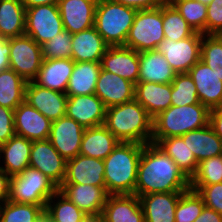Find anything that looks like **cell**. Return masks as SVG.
<instances>
[{
    "label": "cell",
    "instance_id": "f6af8a7d",
    "mask_svg": "<svg viewBox=\"0 0 222 222\" xmlns=\"http://www.w3.org/2000/svg\"><path fill=\"white\" fill-rule=\"evenodd\" d=\"M206 34L222 35V0L207 5Z\"/></svg>",
    "mask_w": 222,
    "mask_h": 222
},
{
    "label": "cell",
    "instance_id": "f1b7e54d",
    "mask_svg": "<svg viewBox=\"0 0 222 222\" xmlns=\"http://www.w3.org/2000/svg\"><path fill=\"white\" fill-rule=\"evenodd\" d=\"M33 142L25 137L14 135L0 146V158L3 153L5 167L0 168L10 177L21 174L29 167L30 152Z\"/></svg>",
    "mask_w": 222,
    "mask_h": 222
},
{
    "label": "cell",
    "instance_id": "7402d4cb",
    "mask_svg": "<svg viewBox=\"0 0 222 222\" xmlns=\"http://www.w3.org/2000/svg\"><path fill=\"white\" fill-rule=\"evenodd\" d=\"M100 217L102 222H145L135 194L109 195Z\"/></svg>",
    "mask_w": 222,
    "mask_h": 222
},
{
    "label": "cell",
    "instance_id": "d590c367",
    "mask_svg": "<svg viewBox=\"0 0 222 222\" xmlns=\"http://www.w3.org/2000/svg\"><path fill=\"white\" fill-rule=\"evenodd\" d=\"M45 214L39 205L7 200L0 204V222H37Z\"/></svg>",
    "mask_w": 222,
    "mask_h": 222
},
{
    "label": "cell",
    "instance_id": "8d00e7d4",
    "mask_svg": "<svg viewBox=\"0 0 222 222\" xmlns=\"http://www.w3.org/2000/svg\"><path fill=\"white\" fill-rule=\"evenodd\" d=\"M163 31L167 39L179 41L190 37L195 31L169 2H163Z\"/></svg>",
    "mask_w": 222,
    "mask_h": 222
},
{
    "label": "cell",
    "instance_id": "9c48e42d",
    "mask_svg": "<svg viewBox=\"0 0 222 222\" xmlns=\"http://www.w3.org/2000/svg\"><path fill=\"white\" fill-rule=\"evenodd\" d=\"M203 34L194 32L179 41L165 38L156 48L176 74L187 73L199 60Z\"/></svg>",
    "mask_w": 222,
    "mask_h": 222
},
{
    "label": "cell",
    "instance_id": "9a60e30c",
    "mask_svg": "<svg viewBox=\"0 0 222 222\" xmlns=\"http://www.w3.org/2000/svg\"><path fill=\"white\" fill-rule=\"evenodd\" d=\"M66 93L38 86L33 81L26 83L24 101L51 121L66 115Z\"/></svg>",
    "mask_w": 222,
    "mask_h": 222
},
{
    "label": "cell",
    "instance_id": "ac0fdd59",
    "mask_svg": "<svg viewBox=\"0 0 222 222\" xmlns=\"http://www.w3.org/2000/svg\"><path fill=\"white\" fill-rule=\"evenodd\" d=\"M101 69L138 83L139 52L124 45L109 46L101 59Z\"/></svg>",
    "mask_w": 222,
    "mask_h": 222
},
{
    "label": "cell",
    "instance_id": "ba28073f",
    "mask_svg": "<svg viewBox=\"0 0 222 222\" xmlns=\"http://www.w3.org/2000/svg\"><path fill=\"white\" fill-rule=\"evenodd\" d=\"M8 41L10 42L9 68L26 82L33 81L43 61L42 46L27 35L9 38Z\"/></svg>",
    "mask_w": 222,
    "mask_h": 222
},
{
    "label": "cell",
    "instance_id": "f35d334b",
    "mask_svg": "<svg viewBox=\"0 0 222 222\" xmlns=\"http://www.w3.org/2000/svg\"><path fill=\"white\" fill-rule=\"evenodd\" d=\"M200 103L197 88L188 73L176 74L171 83V105L184 106Z\"/></svg>",
    "mask_w": 222,
    "mask_h": 222
},
{
    "label": "cell",
    "instance_id": "b9f144b4",
    "mask_svg": "<svg viewBox=\"0 0 222 222\" xmlns=\"http://www.w3.org/2000/svg\"><path fill=\"white\" fill-rule=\"evenodd\" d=\"M72 35L69 31L63 30L44 43L42 45L43 59L71 58Z\"/></svg>",
    "mask_w": 222,
    "mask_h": 222
},
{
    "label": "cell",
    "instance_id": "8992f818",
    "mask_svg": "<svg viewBox=\"0 0 222 222\" xmlns=\"http://www.w3.org/2000/svg\"><path fill=\"white\" fill-rule=\"evenodd\" d=\"M58 186L39 170L26 168L10 178V201L42 206L58 191Z\"/></svg>",
    "mask_w": 222,
    "mask_h": 222
},
{
    "label": "cell",
    "instance_id": "d6a6232c",
    "mask_svg": "<svg viewBox=\"0 0 222 222\" xmlns=\"http://www.w3.org/2000/svg\"><path fill=\"white\" fill-rule=\"evenodd\" d=\"M156 145L162 149L176 164L178 169L189 179L198 168V161L193 152L180 136L162 138Z\"/></svg>",
    "mask_w": 222,
    "mask_h": 222
},
{
    "label": "cell",
    "instance_id": "ffe728a7",
    "mask_svg": "<svg viewBox=\"0 0 222 222\" xmlns=\"http://www.w3.org/2000/svg\"><path fill=\"white\" fill-rule=\"evenodd\" d=\"M135 84L114 73L102 70L99 73L95 88L106 108L134 100Z\"/></svg>",
    "mask_w": 222,
    "mask_h": 222
},
{
    "label": "cell",
    "instance_id": "7a4b0ae2",
    "mask_svg": "<svg viewBox=\"0 0 222 222\" xmlns=\"http://www.w3.org/2000/svg\"><path fill=\"white\" fill-rule=\"evenodd\" d=\"M104 126L120 142L145 145L152 141L153 118L135 99L106 108Z\"/></svg>",
    "mask_w": 222,
    "mask_h": 222
},
{
    "label": "cell",
    "instance_id": "60d3db41",
    "mask_svg": "<svg viewBox=\"0 0 222 222\" xmlns=\"http://www.w3.org/2000/svg\"><path fill=\"white\" fill-rule=\"evenodd\" d=\"M220 182H222V154L199 162L190 185H211Z\"/></svg>",
    "mask_w": 222,
    "mask_h": 222
},
{
    "label": "cell",
    "instance_id": "ee69618b",
    "mask_svg": "<svg viewBox=\"0 0 222 222\" xmlns=\"http://www.w3.org/2000/svg\"><path fill=\"white\" fill-rule=\"evenodd\" d=\"M202 197L205 207L222 215V182L211 185H190Z\"/></svg>",
    "mask_w": 222,
    "mask_h": 222
},
{
    "label": "cell",
    "instance_id": "d4e9b609",
    "mask_svg": "<svg viewBox=\"0 0 222 222\" xmlns=\"http://www.w3.org/2000/svg\"><path fill=\"white\" fill-rule=\"evenodd\" d=\"M109 45L95 27L72 35L71 59L74 62H101Z\"/></svg>",
    "mask_w": 222,
    "mask_h": 222
},
{
    "label": "cell",
    "instance_id": "ab89813d",
    "mask_svg": "<svg viewBox=\"0 0 222 222\" xmlns=\"http://www.w3.org/2000/svg\"><path fill=\"white\" fill-rule=\"evenodd\" d=\"M205 207L197 191L189 188L179 198L175 209V222H194Z\"/></svg>",
    "mask_w": 222,
    "mask_h": 222
},
{
    "label": "cell",
    "instance_id": "d6986e66",
    "mask_svg": "<svg viewBox=\"0 0 222 222\" xmlns=\"http://www.w3.org/2000/svg\"><path fill=\"white\" fill-rule=\"evenodd\" d=\"M98 0H59L64 30L71 34L94 27Z\"/></svg>",
    "mask_w": 222,
    "mask_h": 222
},
{
    "label": "cell",
    "instance_id": "277c9868",
    "mask_svg": "<svg viewBox=\"0 0 222 222\" xmlns=\"http://www.w3.org/2000/svg\"><path fill=\"white\" fill-rule=\"evenodd\" d=\"M210 110L201 103L174 106L160 112L153 118L151 143L156 144L162 138L182 136L209 124Z\"/></svg>",
    "mask_w": 222,
    "mask_h": 222
},
{
    "label": "cell",
    "instance_id": "f546056e",
    "mask_svg": "<svg viewBox=\"0 0 222 222\" xmlns=\"http://www.w3.org/2000/svg\"><path fill=\"white\" fill-rule=\"evenodd\" d=\"M120 141L104 126L87 128L80 145V155L104 160Z\"/></svg>",
    "mask_w": 222,
    "mask_h": 222
},
{
    "label": "cell",
    "instance_id": "7c38bea8",
    "mask_svg": "<svg viewBox=\"0 0 222 222\" xmlns=\"http://www.w3.org/2000/svg\"><path fill=\"white\" fill-rule=\"evenodd\" d=\"M84 131L85 128L65 115L52 121L49 140L57 152L69 160L79 154Z\"/></svg>",
    "mask_w": 222,
    "mask_h": 222
},
{
    "label": "cell",
    "instance_id": "2e32d148",
    "mask_svg": "<svg viewBox=\"0 0 222 222\" xmlns=\"http://www.w3.org/2000/svg\"><path fill=\"white\" fill-rule=\"evenodd\" d=\"M66 115L87 129L104 125L106 107L95 94L68 96Z\"/></svg>",
    "mask_w": 222,
    "mask_h": 222
},
{
    "label": "cell",
    "instance_id": "816d5d0a",
    "mask_svg": "<svg viewBox=\"0 0 222 222\" xmlns=\"http://www.w3.org/2000/svg\"><path fill=\"white\" fill-rule=\"evenodd\" d=\"M194 222H222V215L213 209L204 207L201 215Z\"/></svg>",
    "mask_w": 222,
    "mask_h": 222
},
{
    "label": "cell",
    "instance_id": "83f0119b",
    "mask_svg": "<svg viewBox=\"0 0 222 222\" xmlns=\"http://www.w3.org/2000/svg\"><path fill=\"white\" fill-rule=\"evenodd\" d=\"M180 137L193 152L198 163L222 154V139L214 132L210 124L189 131Z\"/></svg>",
    "mask_w": 222,
    "mask_h": 222
},
{
    "label": "cell",
    "instance_id": "4fadbf2b",
    "mask_svg": "<svg viewBox=\"0 0 222 222\" xmlns=\"http://www.w3.org/2000/svg\"><path fill=\"white\" fill-rule=\"evenodd\" d=\"M187 73L195 83L201 104L209 110L222 107V81L219 67L212 70L199 60Z\"/></svg>",
    "mask_w": 222,
    "mask_h": 222
},
{
    "label": "cell",
    "instance_id": "db71d44e",
    "mask_svg": "<svg viewBox=\"0 0 222 222\" xmlns=\"http://www.w3.org/2000/svg\"><path fill=\"white\" fill-rule=\"evenodd\" d=\"M83 222H102L101 217H88Z\"/></svg>",
    "mask_w": 222,
    "mask_h": 222
},
{
    "label": "cell",
    "instance_id": "8fae6325",
    "mask_svg": "<svg viewBox=\"0 0 222 222\" xmlns=\"http://www.w3.org/2000/svg\"><path fill=\"white\" fill-rule=\"evenodd\" d=\"M66 161L53 147L49 139L33 141L29 167L42 172L58 187L65 179Z\"/></svg>",
    "mask_w": 222,
    "mask_h": 222
},
{
    "label": "cell",
    "instance_id": "c3c4849f",
    "mask_svg": "<svg viewBox=\"0 0 222 222\" xmlns=\"http://www.w3.org/2000/svg\"><path fill=\"white\" fill-rule=\"evenodd\" d=\"M209 124L214 132L222 139V107L210 110Z\"/></svg>",
    "mask_w": 222,
    "mask_h": 222
},
{
    "label": "cell",
    "instance_id": "bcb514c9",
    "mask_svg": "<svg viewBox=\"0 0 222 222\" xmlns=\"http://www.w3.org/2000/svg\"><path fill=\"white\" fill-rule=\"evenodd\" d=\"M14 110L0 106V146L15 135Z\"/></svg>",
    "mask_w": 222,
    "mask_h": 222
},
{
    "label": "cell",
    "instance_id": "44dd1931",
    "mask_svg": "<svg viewBox=\"0 0 222 222\" xmlns=\"http://www.w3.org/2000/svg\"><path fill=\"white\" fill-rule=\"evenodd\" d=\"M104 161L78 154L66 161L62 184H89L105 187Z\"/></svg>",
    "mask_w": 222,
    "mask_h": 222
},
{
    "label": "cell",
    "instance_id": "6f0895ef",
    "mask_svg": "<svg viewBox=\"0 0 222 222\" xmlns=\"http://www.w3.org/2000/svg\"><path fill=\"white\" fill-rule=\"evenodd\" d=\"M219 75H220V80L222 81V66L219 67Z\"/></svg>",
    "mask_w": 222,
    "mask_h": 222
},
{
    "label": "cell",
    "instance_id": "9f6ffc18",
    "mask_svg": "<svg viewBox=\"0 0 222 222\" xmlns=\"http://www.w3.org/2000/svg\"><path fill=\"white\" fill-rule=\"evenodd\" d=\"M199 1L200 3H203L205 5H209L213 0H196Z\"/></svg>",
    "mask_w": 222,
    "mask_h": 222
},
{
    "label": "cell",
    "instance_id": "7dc6e473",
    "mask_svg": "<svg viewBox=\"0 0 222 222\" xmlns=\"http://www.w3.org/2000/svg\"><path fill=\"white\" fill-rule=\"evenodd\" d=\"M115 3H120L136 10L155 9L158 8L163 0H110Z\"/></svg>",
    "mask_w": 222,
    "mask_h": 222
},
{
    "label": "cell",
    "instance_id": "e0dca14e",
    "mask_svg": "<svg viewBox=\"0 0 222 222\" xmlns=\"http://www.w3.org/2000/svg\"><path fill=\"white\" fill-rule=\"evenodd\" d=\"M52 121L37 109L23 101L14 110L16 135L33 141L49 139Z\"/></svg>",
    "mask_w": 222,
    "mask_h": 222
},
{
    "label": "cell",
    "instance_id": "4dcf8cb0",
    "mask_svg": "<svg viewBox=\"0 0 222 222\" xmlns=\"http://www.w3.org/2000/svg\"><path fill=\"white\" fill-rule=\"evenodd\" d=\"M100 71V62H74V68L69 78L66 95L95 94Z\"/></svg>",
    "mask_w": 222,
    "mask_h": 222
},
{
    "label": "cell",
    "instance_id": "f5cc1de1",
    "mask_svg": "<svg viewBox=\"0 0 222 222\" xmlns=\"http://www.w3.org/2000/svg\"><path fill=\"white\" fill-rule=\"evenodd\" d=\"M25 9L39 5H58L59 0H21Z\"/></svg>",
    "mask_w": 222,
    "mask_h": 222
},
{
    "label": "cell",
    "instance_id": "836d02e7",
    "mask_svg": "<svg viewBox=\"0 0 222 222\" xmlns=\"http://www.w3.org/2000/svg\"><path fill=\"white\" fill-rule=\"evenodd\" d=\"M26 83L11 68L0 71V106L15 110L24 101Z\"/></svg>",
    "mask_w": 222,
    "mask_h": 222
},
{
    "label": "cell",
    "instance_id": "681fc988",
    "mask_svg": "<svg viewBox=\"0 0 222 222\" xmlns=\"http://www.w3.org/2000/svg\"><path fill=\"white\" fill-rule=\"evenodd\" d=\"M10 176L0 168V204L10 198Z\"/></svg>",
    "mask_w": 222,
    "mask_h": 222
},
{
    "label": "cell",
    "instance_id": "5bb4252c",
    "mask_svg": "<svg viewBox=\"0 0 222 222\" xmlns=\"http://www.w3.org/2000/svg\"><path fill=\"white\" fill-rule=\"evenodd\" d=\"M58 190L89 217H100L109 194L106 187L61 184Z\"/></svg>",
    "mask_w": 222,
    "mask_h": 222
},
{
    "label": "cell",
    "instance_id": "f907efd6",
    "mask_svg": "<svg viewBox=\"0 0 222 222\" xmlns=\"http://www.w3.org/2000/svg\"><path fill=\"white\" fill-rule=\"evenodd\" d=\"M10 42L0 37V71L9 68Z\"/></svg>",
    "mask_w": 222,
    "mask_h": 222
},
{
    "label": "cell",
    "instance_id": "e575fe53",
    "mask_svg": "<svg viewBox=\"0 0 222 222\" xmlns=\"http://www.w3.org/2000/svg\"><path fill=\"white\" fill-rule=\"evenodd\" d=\"M54 198L57 203H53ZM44 212L53 222H83L89 217L59 190L48 200Z\"/></svg>",
    "mask_w": 222,
    "mask_h": 222
},
{
    "label": "cell",
    "instance_id": "4316f807",
    "mask_svg": "<svg viewBox=\"0 0 222 222\" xmlns=\"http://www.w3.org/2000/svg\"><path fill=\"white\" fill-rule=\"evenodd\" d=\"M176 72L156 50L139 52L138 82L172 83Z\"/></svg>",
    "mask_w": 222,
    "mask_h": 222
},
{
    "label": "cell",
    "instance_id": "603a6c76",
    "mask_svg": "<svg viewBox=\"0 0 222 222\" xmlns=\"http://www.w3.org/2000/svg\"><path fill=\"white\" fill-rule=\"evenodd\" d=\"M183 192L139 196L145 222H175V209Z\"/></svg>",
    "mask_w": 222,
    "mask_h": 222
},
{
    "label": "cell",
    "instance_id": "7bdbcfd3",
    "mask_svg": "<svg viewBox=\"0 0 222 222\" xmlns=\"http://www.w3.org/2000/svg\"><path fill=\"white\" fill-rule=\"evenodd\" d=\"M200 60L212 70L222 66V35L202 36Z\"/></svg>",
    "mask_w": 222,
    "mask_h": 222
},
{
    "label": "cell",
    "instance_id": "6da1fadb",
    "mask_svg": "<svg viewBox=\"0 0 222 222\" xmlns=\"http://www.w3.org/2000/svg\"><path fill=\"white\" fill-rule=\"evenodd\" d=\"M190 180L178 169L177 164L156 144L144 145L138 165L134 194L185 192Z\"/></svg>",
    "mask_w": 222,
    "mask_h": 222
},
{
    "label": "cell",
    "instance_id": "484cf974",
    "mask_svg": "<svg viewBox=\"0 0 222 222\" xmlns=\"http://www.w3.org/2000/svg\"><path fill=\"white\" fill-rule=\"evenodd\" d=\"M134 99L154 118L171 106V83L138 82Z\"/></svg>",
    "mask_w": 222,
    "mask_h": 222
},
{
    "label": "cell",
    "instance_id": "cb8c5ba5",
    "mask_svg": "<svg viewBox=\"0 0 222 222\" xmlns=\"http://www.w3.org/2000/svg\"><path fill=\"white\" fill-rule=\"evenodd\" d=\"M73 68L74 61L71 58L43 59L33 82L43 88L66 93Z\"/></svg>",
    "mask_w": 222,
    "mask_h": 222
},
{
    "label": "cell",
    "instance_id": "52a82bcc",
    "mask_svg": "<svg viewBox=\"0 0 222 222\" xmlns=\"http://www.w3.org/2000/svg\"><path fill=\"white\" fill-rule=\"evenodd\" d=\"M164 39L162 3L155 9L137 10L124 46L137 52L156 50Z\"/></svg>",
    "mask_w": 222,
    "mask_h": 222
},
{
    "label": "cell",
    "instance_id": "11a10c76",
    "mask_svg": "<svg viewBox=\"0 0 222 222\" xmlns=\"http://www.w3.org/2000/svg\"><path fill=\"white\" fill-rule=\"evenodd\" d=\"M37 222H50V219L44 214Z\"/></svg>",
    "mask_w": 222,
    "mask_h": 222
},
{
    "label": "cell",
    "instance_id": "30bf717a",
    "mask_svg": "<svg viewBox=\"0 0 222 222\" xmlns=\"http://www.w3.org/2000/svg\"><path fill=\"white\" fill-rule=\"evenodd\" d=\"M64 30L58 5H39L26 9L25 35L43 45Z\"/></svg>",
    "mask_w": 222,
    "mask_h": 222
},
{
    "label": "cell",
    "instance_id": "5b68a950",
    "mask_svg": "<svg viewBox=\"0 0 222 222\" xmlns=\"http://www.w3.org/2000/svg\"><path fill=\"white\" fill-rule=\"evenodd\" d=\"M137 10L110 0H98L94 27L109 46L125 45Z\"/></svg>",
    "mask_w": 222,
    "mask_h": 222
},
{
    "label": "cell",
    "instance_id": "1f68e13d",
    "mask_svg": "<svg viewBox=\"0 0 222 222\" xmlns=\"http://www.w3.org/2000/svg\"><path fill=\"white\" fill-rule=\"evenodd\" d=\"M26 9L21 0H0V37L25 35Z\"/></svg>",
    "mask_w": 222,
    "mask_h": 222
},
{
    "label": "cell",
    "instance_id": "74e56055",
    "mask_svg": "<svg viewBox=\"0 0 222 222\" xmlns=\"http://www.w3.org/2000/svg\"><path fill=\"white\" fill-rule=\"evenodd\" d=\"M187 21L188 25L201 34H206L207 5L196 0H168Z\"/></svg>",
    "mask_w": 222,
    "mask_h": 222
},
{
    "label": "cell",
    "instance_id": "3957f363",
    "mask_svg": "<svg viewBox=\"0 0 222 222\" xmlns=\"http://www.w3.org/2000/svg\"><path fill=\"white\" fill-rule=\"evenodd\" d=\"M143 147V144L119 142L103 160L105 187L109 195L134 194Z\"/></svg>",
    "mask_w": 222,
    "mask_h": 222
}]
</instances>
